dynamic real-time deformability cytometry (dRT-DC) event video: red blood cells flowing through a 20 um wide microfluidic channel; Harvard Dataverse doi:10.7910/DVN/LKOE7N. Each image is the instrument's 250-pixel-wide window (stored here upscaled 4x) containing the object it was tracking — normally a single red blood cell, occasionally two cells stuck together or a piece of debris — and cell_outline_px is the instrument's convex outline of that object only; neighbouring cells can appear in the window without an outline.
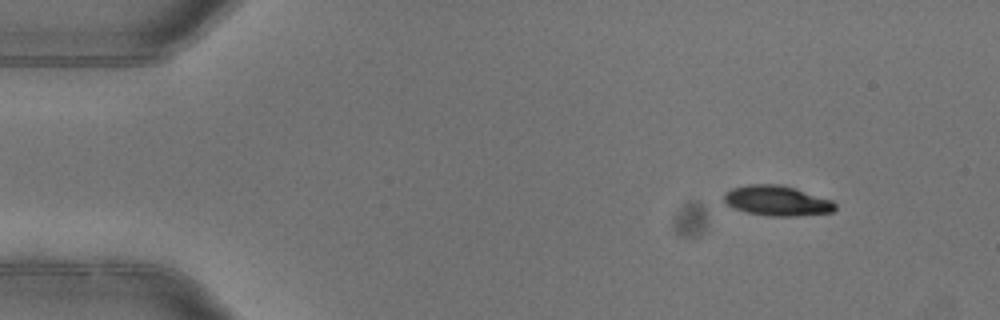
{"species": "common noctule bat (a hibernating species)", "species_latin": "Nyctalus noctula", "temperature_condition": "warm", "stored_images_in_passage": 3, "camera_frame_rate_fps": 3000, "um_per_image_px": 0.085, "animal": {"sex": "female"}, "frame": {"image": 1, "passage_image": 1, "time_ms": 0.0, "image_size_px": [1000, 320], "cell_outline_px": [[836, 208], [832, 212], [796, 216], [768, 216], [748, 212], [732, 208], [724, 204], [724, 192], [732, 188], [748, 184], [780, 184], [796, 188], [832, 200], [836, 204]], "centroid_in_image_um": [66.02, 17.05], "position_along_channel_um": 19.0, "area_um2": 19.71}}